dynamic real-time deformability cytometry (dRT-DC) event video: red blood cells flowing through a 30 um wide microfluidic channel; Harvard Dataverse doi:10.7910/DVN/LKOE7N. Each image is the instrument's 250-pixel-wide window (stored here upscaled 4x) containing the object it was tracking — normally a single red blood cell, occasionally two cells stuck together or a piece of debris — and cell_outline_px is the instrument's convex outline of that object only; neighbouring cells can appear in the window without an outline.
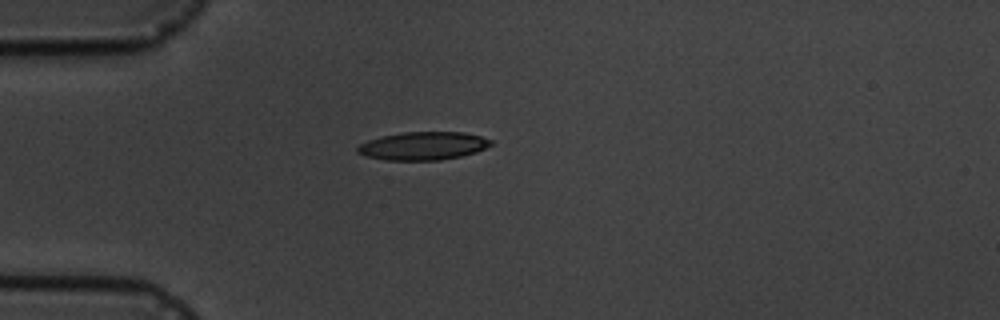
{"species": "common noctule bat (a hibernating species)", "species_latin": "Nyctalus noctula", "temperature_condition": "cold", "stored_images_in_passage": 13, "camera_frame_rate_fps": 3000, "um_per_image_px": 0.085, "animal": {"sex": "male", "body_mass_g": 19.5, "forearm_length_mm": 54.6}, "frame": {"image": 1, "passage_image": 1, "time_ms": 0.0, "image_size_px": [1000, 320], "cell_outline_px": [[492, 144], [476, 152], [460, 156], [440, 160], [384, 160], [368, 156], [356, 152], [356, 148], [360, 144], [368, 140], [384, 136], [404, 132], [464, 132], [480, 136], [492, 140]], "centroid_in_image_um": [35.97, 12.4], "position_along_channel_um": 49.0, "area_um2": 21.68}}
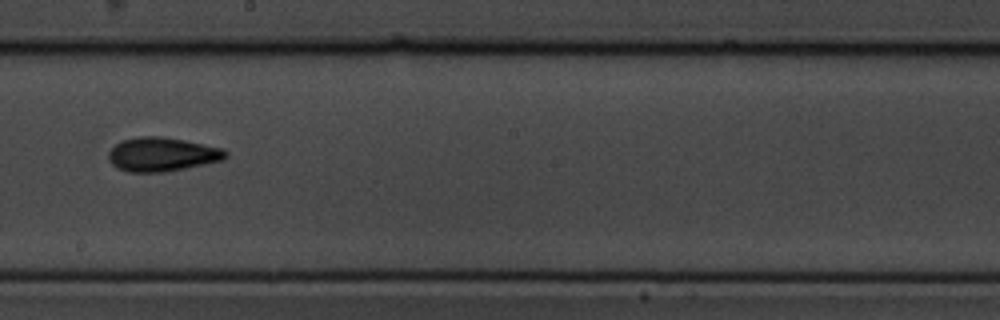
{"frame": {"image": 2, "passage_image": 6, "time_ms": 5.667, "image_size_px": [1000, 320], "cell_outline_px": [[228, 156], [224, 160], [164, 172], [128, 172], [116, 168], [108, 160], [108, 152], [116, 144], [124, 140], [136, 136], [160, 136], [184, 140], [224, 148], [228, 152]], "centroid_in_image_um": [13.78, 13.12], "position_along_channel_um": 234.4, "area_um2": 23.29}}
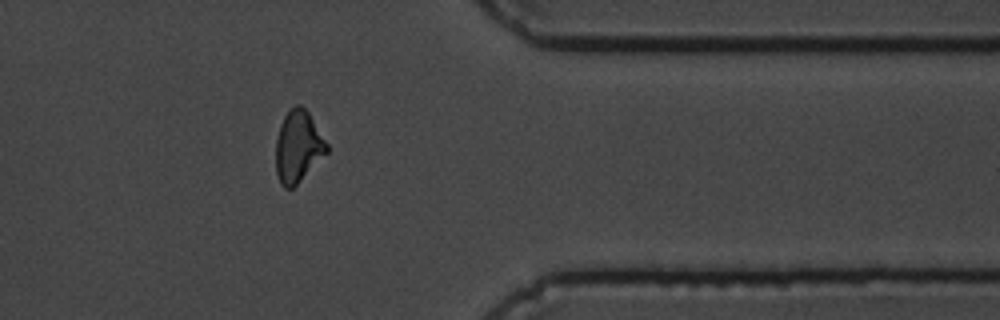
{"frame": {"image": 3, "passage_image": 10, "time_ms": 10.333, "image_size_px": [1000, 320], "cell_outline_px": [[328, 152], [292, 188], [284, 188], [280, 184], [276, 172], [276, 140], [280, 124], [284, 116], [296, 104], [300, 104], [308, 112], [328, 144]], "centroid_in_image_um": [25.33, 12.46], "position_along_channel_um": 386.1, "area_um2": 21.04}, "authors_computed_cell_mechanics": {"area_um2": 21.5594, "velocity_mm_per_s": 3.528, "shape_relaxation_time_tau1_ms": 4.0414, "shape_relaxation_time_tau2_ms": 1.728, "deformation_change_tau1": 0.1133, "deformation_change_tau2": 0.0746}}